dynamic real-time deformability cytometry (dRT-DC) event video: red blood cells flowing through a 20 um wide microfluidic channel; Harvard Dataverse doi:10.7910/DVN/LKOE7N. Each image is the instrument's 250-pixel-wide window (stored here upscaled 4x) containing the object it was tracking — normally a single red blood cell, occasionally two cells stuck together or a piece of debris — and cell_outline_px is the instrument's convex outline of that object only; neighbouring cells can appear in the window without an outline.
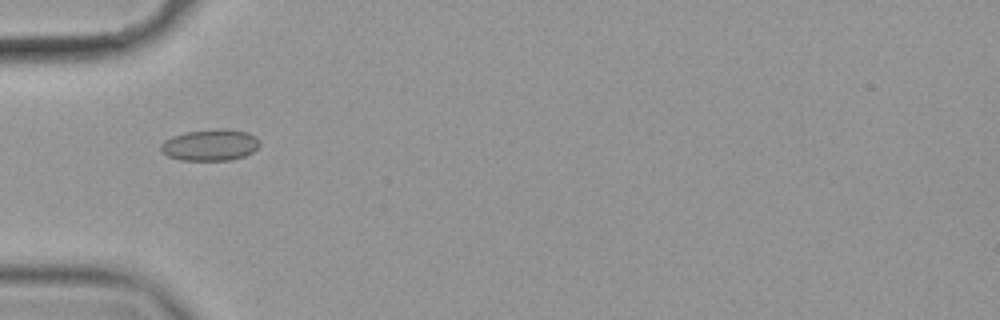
{"species": "common noctule bat (a hibernating species)", "species_latin": "Nyctalus noctula", "temperature_condition": "cold", "stored_images_in_passage": 49, "camera_frame_rate_fps": 3000, "um_per_image_px": 0.085, "animal": {"sex": "female", "body_mass_g": 19.9}, "frame": {"image": 1, "passage_image": 11, "time_ms": 3.333, "image_size_px": [1000, 320], "cell_outline_px": [[260, 144], [252, 152], [244, 156], [232, 160], [180, 160], [168, 156], [160, 152], [160, 144], [164, 140], [172, 136], [188, 132], [220, 128], [228, 128], [248, 132], [256, 136], [260, 140]], "centroid_in_image_um": [17.87, 12.32], "position_along_channel_um": 67.1, "area_um2": 18.32}}
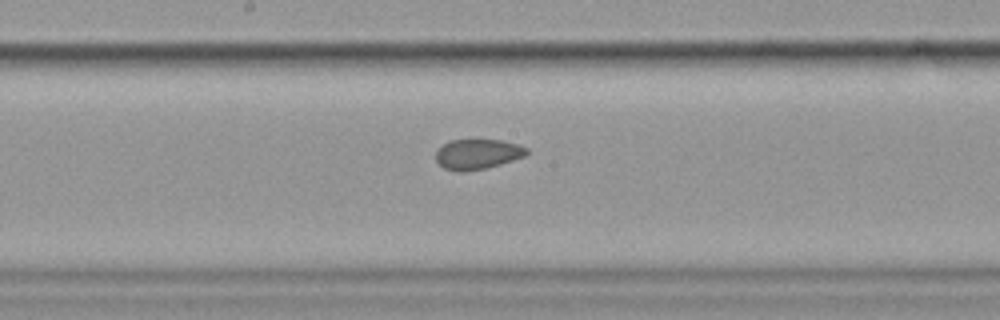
{"frame": {"image": 2, "passage_image": 23, "time_ms": 7.333, "image_size_px": [1000, 320], "cell_outline_px": [[528, 152], [524, 156], [500, 164], [484, 168], [464, 172], [456, 172], [444, 168], [436, 160], [436, 152], [444, 144], [452, 140], [504, 140], [520, 144], [528, 148]], "centroid_in_image_um": [40.61, 13.1], "position_along_channel_um": 207.6, "area_um2": 15.9}}
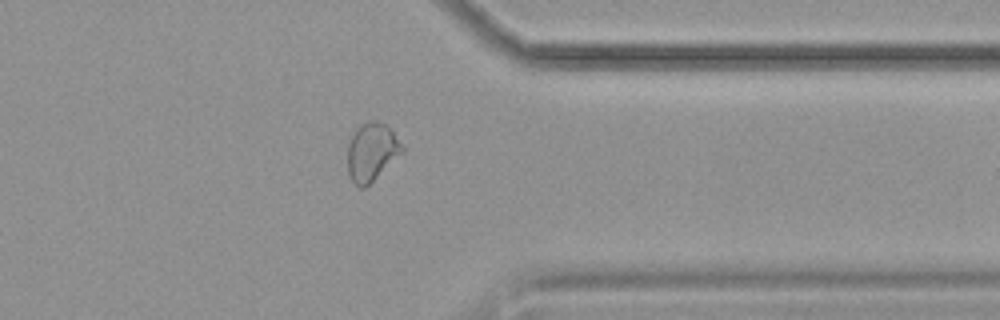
{"frame": {"image": 3, "passage_image": 38, "time_ms": 12.333, "image_size_px": [1000, 320], "cell_outline_px": [[404, 152], [364, 188], [360, 188], [352, 180], [348, 172], [348, 144], [356, 128], [372, 120], [376, 120], [384, 124], [392, 132], [404, 148]], "centroid_in_image_um": [31.59, 12.92], "position_along_channel_um": 379.8, "area_um2": 18.03}, "authors_computed_cell_mechanics": {"area_um2": 17.629, "velocity_mm_per_s": 3.546, "shape_relaxation_time_tau1_ms": null, "shape_relaxation_time_tau2_ms": 1.8679, "deformation_change_tau1": null, "deformation_change_tau2": 0.0597}}